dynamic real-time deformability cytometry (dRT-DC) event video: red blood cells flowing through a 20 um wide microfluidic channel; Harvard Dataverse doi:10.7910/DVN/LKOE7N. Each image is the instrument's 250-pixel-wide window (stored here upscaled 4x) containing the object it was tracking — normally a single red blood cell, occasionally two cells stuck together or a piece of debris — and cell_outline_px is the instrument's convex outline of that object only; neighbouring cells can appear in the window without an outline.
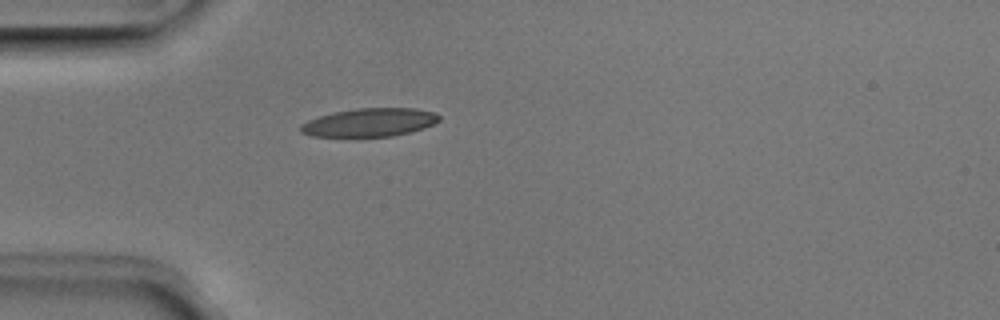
{"species": "Egyptian fruit bat (a non-hibernating species)", "species_latin": "Rousettus aegyptiacus", "temperature_condition": "room temperature", "stored_images_in_passage": 37, "camera_frame_rate_fps": 3000, "um_per_image_px": 0.085, "animal": {"sex": "male"}, "frame": {"image": 1, "passage_image": 1, "time_ms": 0.0, "image_size_px": [1000, 320], "cell_outline_px": [[440, 120], [424, 128], [392, 136], [312, 136], [300, 132], [300, 124], [308, 120], [320, 116], [336, 112], [356, 108], [416, 108], [436, 112], [440, 116]], "centroid_in_image_um": [31.43, 10.39], "position_along_channel_um": 53.6, "area_um2": 22.72}}
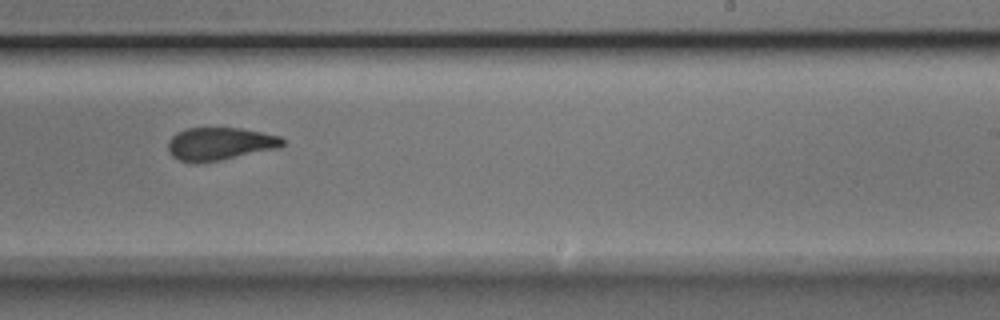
{"frame": {"image": 2, "passage_image": 18, "time_ms": 5.667, "image_size_px": [1000, 320], "cell_outline_px": [[284, 144], [280, 148], [220, 160], [196, 164], [180, 160], [172, 156], [168, 152], [168, 140], [176, 132], [184, 128], [240, 128], [280, 136], [284, 140]], "centroid_in_image_um": [18.66, 12.23], "position_along_channel_um": 270.3, "area_um2": 22.08}}
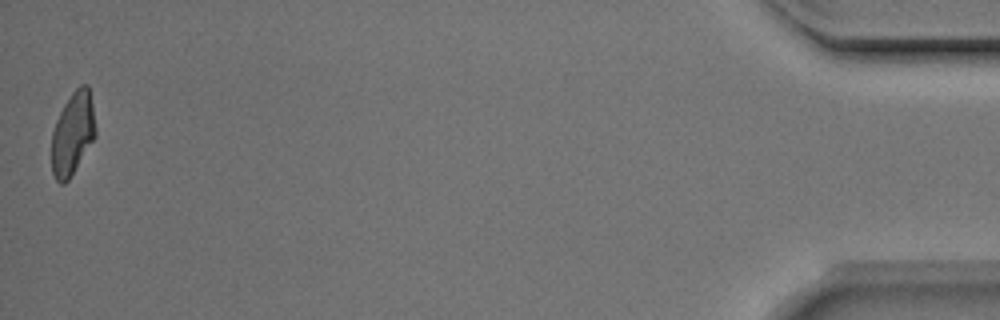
{"frame": {"image": 3, "passage_image": 37, "time_ms": 12.0, "image_size_px": [1000, 320], "cell_outline_px": [[96, 136], [68, 180], [64, 184], [60, 184], [56, 180], [52, 172], [52, 132], [56, 120], [64, 104], [72, 92], [80, 84], [88, 84], [92, 104], [96, 128]], "centroid_in_image_um": [6.18, 11.34], "position_along_channel_um": 429.0, "area_um2": 21.1}, "authors_computed_cell_mechanics": {"area_um2": 22.7154, "velocity_mm_per_s": 3.9766, "shape_relaxation_time_tau1_ms": 5.0844, "shape_relaxation_time_tau2_ms": 1.5057, "deformation_change_tau1": 0.1697, "deformation_change_tau2": 0.0738}}